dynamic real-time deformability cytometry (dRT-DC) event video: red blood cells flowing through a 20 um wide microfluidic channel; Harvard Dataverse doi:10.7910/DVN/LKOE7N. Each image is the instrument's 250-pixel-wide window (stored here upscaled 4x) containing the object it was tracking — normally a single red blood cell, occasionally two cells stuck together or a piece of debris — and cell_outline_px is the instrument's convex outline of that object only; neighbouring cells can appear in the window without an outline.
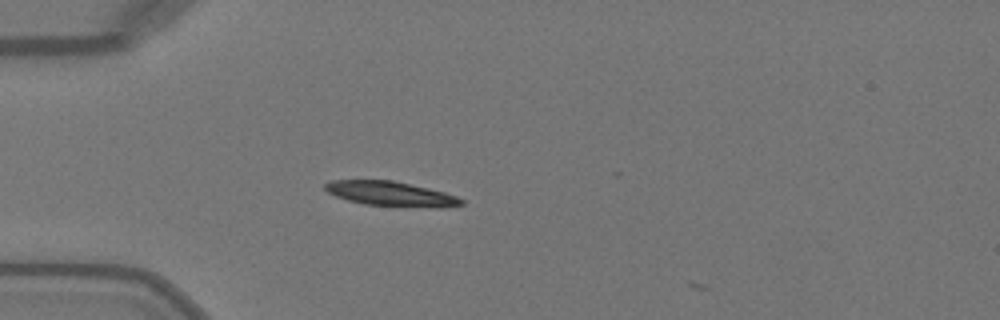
{"species": "Egyptian fruit bat (a non-hibernating species)", "species_latin": "Rousettus aegyptiacus", "temperature_condition": "warm", "stored_images_in_passage": 3, "camera_frame_rate_fps": 3000, "um_per_image_px": 0.085, "animal": {"sex": "female"}, "frame": {"image": 1, "passage_image": 2, "time_ms": 0.333, "image_size_px": [1000, 320], "cell_outline_px": [[464, 204], [440, 208], [436, 208], [364, 204], [348, 200], [336, 196], [328, 192], [324, 188], [324, 184], [332, 180], [392, 180], [428, 188], [444, 192], [456, 196], [464, 200]], "centroid_in_image_um": [33.23, 16.47], "position_along_channel_um": 51.8, "area_um2": 19.48}}